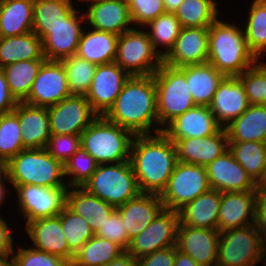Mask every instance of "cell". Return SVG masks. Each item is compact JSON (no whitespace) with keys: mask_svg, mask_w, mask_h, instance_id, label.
Instances as JSON below:
<instances>
[{"mask_svg":"<svg viewBox=\"0 0 266 266\" xmlns=\"http://www.w3.org/2000/svg\"><path fill=\"white\" fill-rule=\"evenodd\" d=\"M130 162L140 192L161 195L178 162L175 143L163 132L135 135Z\"/></svg>","mask_w":266,"mask_h":266,"instance_id":"1","label":"cell"},{"mask_svg":"<svg viewBox=\"0 0 266 266\" xmlns=\"http://www.w3.org/2000/svg\"><path fill=\"white\" fill-rule=\"evenodd\" d=\"M103 116L134 135H152L153 124L160 126L154 75L130 76Z\"/></svg>","mask_w":266,"mask_h":266,"instance_id":"2","label":"cell"},{"mask_svg":"<svg viewBox=\"0 0 266 266\" xmlns=\"http://www.w3.org/2000/svg\"><path fill=\"white\" fill-rule=\"evenodd\" d=\"M258 59L249 50L244 29L218 18L209 27L208 62L224 76L237 77Z\"/></svg>","mask_w":266,"mask_h":266,"instance_id":"3","label":"cell"},{"mask_svg":"<svg viewBox=\"0 0 266 266\" xmlns=\"http://www.w3.org/2000/svg\"><path fill=\"white\" fill-rule=\"evenodd\" d=\"M9 182L18 185L68 187L64 164L56 160L46 148H28L20 151L6 163Z\"/></svg>","mask_w":266,"mask_h":266,"instance_id":"4","label":"cell"},{"mask_svg":"<svg viewBox=\"0 0 266 266\" xmlns=\"http://www.w3.org/2000/svg\"><path fill=\"white\" fill-rule=\"evenodd\" d=\"M135 135L99 115L80 135L81 147L98 164L130 161Z\"/></svg>","mask_w":266,"mask_h":266,"instance_id":"5","label":"cell"},{"mask_svg":"<svg viewBox=\"0 0 266 266\" xmlns=\"http://www.w3.org/2000/svg\"><path fill=\"white\" fill-rule=\"evenodd\" d=\"M156 84V104L159 125L155 127V134L163 129L175 118L194 108L193 101L185 73L181 68L162 63L153 74Z\"/></svg>","mask_w":266,"mask_h":266,"instance_id":"6","label":"cell"},{"mask_svg":"<svg viewBox=\"0 0 266 266\" xmlns=\"http://www.w3.org/2000/svg\"><path fill=\"white\" fill-rule=\"evenodd\" d=\"M82 188L115 208L122 206L140 193L130 161L98 164L97 169Z\"/></svg>","mask_w":266,"mask_h":266,"instance_id":"7","label":"cell"},{"mask_svg":"<svg viewBox=\"0 0 266 266\" xmlns=\"http://www.w3.org/2000/svg\"><path fill=\"white\" fill-rule=\"evenodd\" d=\"M266 239L254 225L220 232L217 266H255L264 261Z\"/></svg>","mask_w":266,"mask_h":266,"instance_id":"8","label":"cell"},{"mask_svg":"<svg viewBox=\"0 0 266 266\" xmlns=\"http://www.w3.org/2000/svg\"><path fill=\"white\" fill-rule=\"evenodd\" d=\"M114 62L130 76L153 75L163 58L155 51L148 32L131 29L118 36Z\"/></svg>","mask_w":266,"mask_h":266,"instance_id":"9","label":"cell"},{"mask_svg":"<svg viewBox=\"0 0 266 266\" xmlns=\"http://www.w3.org/2000/svg\"><path fill=\"white\" fill-rule=\"evenodd\" d=\"M210 189L206 167L178 161L160 198L164 209L178 211Z\"/></svg>","mask_w":266,"mask_h":266,"instance_id":"10","label":"cell"},{"mask_svg":"<svg viewBox=\"0 0 266 266\" xmlns=\"http://www.w3.org/2000/svg\"><path fill=\"white\" fill-rule=\"evenodd\" d=\"M179 223L178 211L163 209L142 232L130 240L126 252L137 259L176 246Z\"/></svg>","mask_w":266,"mask_h":266,"instance_id":"11","label":"cell"},{"mask_svg":"<svg viewBox=\"0 0 266 266\" xmlns=\"http://www.w3.org/2000/svg\"><path fill=\"white\" fill-rule=\"evenodd\" d=\"M15 190L20 212L27 220L25 225L36 219L57 216L66 206L67 187L18 185Z\"/></svg>","mask_w":266,"mask_h":266,"instance_id":"12","label":"cell"},{"mask_svg":"<svg viewBox=\"0 0 266 266\" xmlns=\"http://www.w3.org/2000/svg\"><path fill=\"white\" fill-rule=\"evenodd\" d=\"M47 108L50 131L54 135L80 136L99 116L92 109L86 96L71 95Z\"/></svg>","mask_w":266,"mask_h":266,"instance_id":"13","label":"cell"},{"mask_svg":"<svg viewBox=\"0 0 266 266\" xmlns=\"http://www.w3.org/2000/svg\"><path fill=\"white\" fill-rule=\"evenodd\" d=\"M71 96L64 65L61 61L45 60L24 103L49 107Z\"/></svg>","mask_w":266,"mask_h":266,"instance_id":"14","label":"cell"},{"mask_svg":"<svg viewBox=\"0 0 266 266\" xmlns=\"http://www.w3.org/2000/svg\"><path fill=\"white\" fill-rule=\"evenodd\" d=\"M76 11L66 22L50 29H33V32L42 40L43 53L46 60L61 61L76 54L83 32L81 27L85 15Z\"/></svg>","mask_w":266,"mask_h":266,"instance_id":"15","label":"cell"},{"mask_svg":"<svg viewBox=\"0 0 266 266\" xmlns=\"http://www.w3.org/2000/svg\"><path fill=\"white\" fill-rule=\"evenodd\" d=\"M130 75L115 62L97 65L86 99L98 115H104L121 93Z\"/></svg>","mask_w":266,"mask_h":266,"instance_id":"16","label":"cell"},{"mask_svg":"<svg viewBox=\"0 0 266 266\" xmlns=\"http://www.w3.org/2000/svg\"><path fill=\"white\" fill-rule=\"evenodd\" d=\"M211 189L220 192L256 191L258 184L235 160L229 149L206 166Z\"/></svg>","mask_w":266,"mask_h":266,"instance_id":"17","label":"cell"},{"mask_svg":"<svg viewBox=\"0 0 266 266\" xmlns=\"http://www.w3.org/2000/svg\"><path fill=\"white\" fill-rule=\"evenodd\" d=\"M219 237L218 230L179 224L176 246L201 266H217Z\"/></svg>","mask_w":266,"mask_h":266,"instance_id":"18","label":"cell"},{"mask_svg":"<svg viewBox=\"0 0 266 266\" xmlns=\"http://www.w3.org/2000/svg\"><path fill=\"white\" fill-rule=\"evenodd\" d=\"M209 28L182 27L163 63L181 68L208 62Z\"/></svg>","mask_w":266,"mask_h":266,"instance_id":"19","label":"cell"},{"mask_svg":"<svg viewBox=\"0 0 266 266\" xmlns=\"http://www.w3.org/2000/svg\"><path fill=\"white\" fill-rule=\"evenodd\" d=\"M249 106L248 98L239 78L225 76L218 84L209 108L217 123L225 128Z\"/></svg>","mask_w":266,"mask_h":266,"instance_id":"20","label":"cell"},{"mask_svg":"<svg viewBox=\"0 0 266 266\" xmlns=\"http://www.w3.org/2000/svg\"><path fill=\"white\" fill-rule=\"evenodd\" d=\"M80 1V0H79ZM88 1L85 19L93 29L116 35L131 30L132 24L127 0H81Z\"/></svg>","mask_w":266,"mask_h":266,"instance_id":"21","label":"cell"},{"mask_svg":"<svg viewBox=\"0 0 266 266\" xmlns=\"http://www.w3.org/2000/svg\"><path fill=\"white\" fill-rule=\"evenodd\" d=\"M25 229L33 242L34 249L54 254L69 264L72 263L74 254L69 250L59 215L28 222Z\"/></svg>","mask_w":266,"mask_h":266,"instance_id":"22","label":"cell"},{"mask_svg":"<svg viewBox=\"0 0 266 266\" xmlns=\"http://www.w3.org/2000/svg\"><path fill=\"white\" fill-rule=\"evenodd\" d=\"M174 143L178 161L206 167L228 150L229 142L225 128H221L203 138L178 139Z\"/></svg>","mask_w":266,"mask_h":266,"instance_id":"23","label":"cell"},{"mask_svg":"<svg viewBox=\"0 0 266 266\" xmlns=\"http://www.w3.org/2000/svg\"><path fill=\"white\" fill-rule=\"evenodd\" d=\"M221 128L209 106L196 105L172 120L162 132L175 142L178 139L203 138L217 133Z\"/></svg>","mask_w":266,"mask_h":266,"instance_id":"24","label":"cell"},{"mask_svg":"<svg viewBox=\"0 0 266 266\" xmlns=\"http://www.w3.org/2000/svg\"><path fill=\"white\" fill-rule=\"evenodd\" d=\"M255 223V191L221 192L217 230L243 228Z\"/></svg>","mask_w":266,"mask_h":266,"instance_id":"25","label":"cell"},{"mask_svg":"<svg viewBox=\"0 0 266 266\" xmlns=\"http://www.w3.org/2000/svg\"><path fill=\"white\" fill-rule=\"evenodd\" d=\"M164 209L160 195L139 193L127 203L116 208L120 214L130 241L142 232Z\"/></svg>","mask_w":266,"mask_h":266,"instance_id":"26","label":"cell"},{"mask_svg":"<svg viewBox=\"0 0 266 266\" xmlns=\"http://www.w3.org/2000/svg\"><path fill=\"white\" fill-rule=\"evenodd\" d=\"M13 112L21 127L23 146L26 149L46 148L52 135L48 108L18 102Z\"/></svg>","mask_w":266,"mask_h":266,"instance_id":"27","label":"cell"},{"mask_svg":"<svg viewBox=\"0 0 266 266\" xmlns=\"http://www.w3.org/2000/svg\"><path fill=\"white\" fill-rule=\"evenodd\" d=\"M221 192L210 189L184 205L179 213V224L193 228L217 230Z\"/></svg>","mask_w":266,"mask_h":266,"instance_id":"28","label":"cell"},{"mask_svg":"<svg viewBox=\"0 0 266 266\" xmlns=\"http://www.w3.org/2000/svg\"><path fill=\"white\" fill-rule=\"evenodd\" d=\"M69 189L66 206L77 215L85 218L94 234H96L106 220L116 211V208L88 193L82 187H71Z\"/></svg>","mask_w":266,"mask_h":266,"instance_id":"29","label":"cell"},{"mask_svg":"<svg viewBox=\"0 0 266 266\" xmlns=\"http://www.w3.org/2000/svg\"><path fill=\"white\" fill-rule=\"evenodd\" d=\"M189 91L196 105L209 106L218 84L225 77L209 62L183 66Z\"/></svg>","mask_w":266,"mask_h":266,"instance_id":"30","label":"cell"},{"mask_svg":"<svg viewBox=\"0 0 266 266\" xmlns=\"http://www.w3.org/2000/svg\"><path fill=\"white\" fill-rule=\"evenodd\" d=\"M228 142L256 141L266 143V105H250L225 127Z\"/></svg>","mask_w":266,"mask_h":266,"instance_id":"31","label":"cell"},{"mask_svg":"<svg viewBox=\"0 0 266 266\" xmlns=\"http://www.w3.org/2000/svg\"><path fill=\"white\" fill-rule=\"evenodd\" d=\"M117 43L118 35L114 33L83 30L75 55L96 65L108 64L115 60Z\"/></svg>","mask_w":266,"mask_h":266,"instance_id":"32","label":"cell"},{"mask_svg":"<svg viewBox=\"0 0 266 266\" xmlns=\"http://www.w3.org/2000/svg\"><path fill=\"white\" fill-rule=\"evenodd\" d=\"M34 0H0V37L33 31Z\"/></svg>","mask_w":266,"mask_h":266,"instance_id":"33","label":"cell"},{"mask_svg":"<svg viewBox=\"0 0 266 266\" xmlns=\"http://www.w3.org/2000/svg\"><path fill=\"white\" fill-rule=\"evenodd\" d=\"M35 59L46 58L42 40L33 31L19 36L0 37V68Z\"/></svg>","mask_w":266,"mask_h":266,"instance_id":"34","label":"cell"},{"mask_svg":"<svg viewBox=\"0 0 266 266\" xmlns=\"http://www.w3.org/2000/svg\"><path fill=\"white\" fill-rule=\"evenodd\" d=\"M235 160L259 184L266 172V143L256 141L229 142Z\"/></svg>","mask_w":266,"mask_h":266,"instance_id":"35","label":"cell"},{"mask_svg":"<svg viewBox=\"0 0 266 266\" xmlns=\"http://www.w3.org/2000/svg\"><path fill=\"white\" fill-rule=\"evenodd\" d=\"M125 252L118 244L94 235L74 255L70 266H103Z\"/></svg>","mask_w":266,"mask_h":266,"instance_id":"36","label":"cell"},{"mask_svg":"<svg viewBox=\"0 0 266 266\" xmlns=\"http://www.w3.org/2000/svg\"><path fill=\"white\" fill-rule=\"evenodd\" d=\"M45 60L18 61L2 68L10 92L18 102H23L28 97L38 71Z\"/></svg>","mask_w":266,"mask_h":266,"instance_id":"37","label":"cell"},{"mask_svg":"<svg viewBox=\"0 0 266 266\" xmlns=\"http://www.w3.org/2000/svg\"><path fill=\"white\" fill-rule=\"evenodd\" d=\"M72 0H34L33 29H50L66 22L75 12Z\"/></svg>","mask_w":266,"mask_h":266,"instance_id":"38","label":"cell"},{"mask_svg":"<svg viewBox=\"0 0 266 266\" xmlns=\"http://www.w3.org/2000/svg\"><path fill=\"white\" fill-rule=\"evenodd\" d=\"M175 15L182 27L209 28L219 10L215 0H184Z\"/></svg>","mask_w":266,"mask_h":266,"instance_id":"39","label":"cell"},{"mask_svg":"<svg viewBox=\"0 0 266 266\" xmlns=\"http://www.w3.org/2000/svg\"><path fill=\"white\" fill-rule=\"evenodd\" d=\"M244 27L248 48L260 60L266 53V0L253 1Z\"/></svg>","mask_w":266,"mask_h":266,"instance_id":"40","label":"cell"},{"mask_svg":"<svg viewBox=\"0 0 266 266\" xmlns=\"http://www.w3.org/2000/svg\"><path fill=\"white\" fill-rule=\"evenodd\" d=\"M146 26L150 27L148 32L150 40L155 51L164 58L174 47L175 41L180 34L182 26L176 18L175 13H164L154 20L150 21ZM165 46L163 52L157 50L158 46Z\"/></svg>","mask_w":266,"mask_h":266,"instance_id":"41","label":"cell"},{"mask_svg":"<svg viewBox=\"0 0 266 266\" xmlns=\"http://www.w3.org/2000/svg\"><path fill=\"white\" fill-rule=\"evenodd\" d=\"M64 65L71 95L86 96L97 65L76 55L61 60Z\"/></svg>","mask_w":266,"mask_h":266,"instance_id":"42","label":"cell"},{"mask_svg":"<svg viewBox=\"0 0 266 266\" xmlns=\"http://www.w3.org/2000/svg\"><path fill=\"white\" fill-rule=\"evenodd\" d=\"M58 215L69 250L75 255L95 234L87 220L71 211L67 206Z\"/></svg>","mask_w":266,"mask_h":266,"instance_id":"43","label":"cell"},{"mask_svg":"<svg viewBox=\"0 0 266 266\" xmlns=\"http://www.w3.org/2000/svg\"><path fill=\"white\" fill-rule=\"evenodd\" d=\"M24 149L17 115L13 111L0 115V159L7 163Z\"/></svg>","mask_w":266,"mask_h":266,"instance_id":"44","label":"cell"},{"mask_svg":"<svg viewBox=\"0 0 266 266\" xmlns=\"http://www.w3.org/2000/svg\"><path fill=\"white\" fill-rule=\"evenodd\" d=\"M98 163L81 146L64 163L65 176H70L67 185L71 187H82L97 169ZM72 175V177H71Z\"/></svg>","mask_w":266,"mask_h":266,"instance_id":"45","label":"cell"},{"mask_svg":"<svg viewBox=\"0 0 266 266\" xmlns=\"http://www.w3.org/2000/svg\"><path fill=\"white\" fill-rule=\"evenodd\" d=\"M237 77L243 84L250 105H266V64L263 61L258 60Z\"/></svg>","mask_w":266,"mask_h":266,"instance_id":"46","label":"cell"},{"mask_svg":"<svg viewBox=\"0 0 266 266\" xmlns=\"http://www.w3.org/2000/svg\"><path fill=\"white\" fill-rule=\"evenodd\" d=\"M130 17L134 25L146 26L165 13L163 0H127Z\"/></svg>","mask_w":266,"mask_h":266,"instance_id":"47","label":"cell"},{"mask_svg":"<svg viewBox=\"0 0 266 266\" xmlns=\"http://www.w3.org/2000/svg\"><path fill=\"white\" fill-rule=\"evenodd\" d=\"M13 254L16 266H70L63 258L29 247H19Z\"/></svg>","mask_w":266,"mask_h":266,"instance_id":"48","label":"cell"},{"mask_svg":"<svg viewBox=\"0 0 266 266\" xmlns=\"http://www.w3.org/2000/svg\"><path fill=\"white\" fill-rule=\"evenodd\" d=\"M80 146V136L52 134L46 149L56 160L64 164Z\"/></svg>","mask_w":266,"mask_h":266,"instance_id":"49","label":"cell"},{"mask_svg":"<svg viewBox=\"0 0 266 266\" xmlns=\"http://www.w3.org/2000/svg\"><path fill=\"white\" fill-rule=\"evenodd\" d=\"M99 237L105 238L121 246L125 251L128 249L130 241L128 240V233L124 227V222L120 214L115 211L103 226L95 234Z\"/></svg>","mask_w":266,"mask_h":266,"instance_id":"50","label":"cell"},{"mask_svg":"<svg viewBox=\"0 0 266 266\" xmlns=\"http://www.w3.org/2000/svg\"><path fill=\"white\" fill-rule=\"evenodd\" d=\"M137 266H174L175 246L137 258Z\"/></svg>","mask_w":266,"mask_h":266,"instance_id":"51","label":"cell"},{"mask_svg":"<svg viewBox=\"0 0 266 266\" xmlns=\"http://www.w3.org/2000/svg\"><path fill=\"white\" fill-rule=\"evenodd\" d=\"M266 239V187H257L255 191V223Z\"/></svg>","mask_w":266,"mask_h":266,"instance_id":"52","label":"cell"},{"mask_svg":"<svg viewBox=\"0 0 266 266\" xmlns=\"http://www.w3.org/2000/svg\"><path fill=\"white\" fill-rule=\"evenodd\" d=\"M18 101L11 94L4 70L0 68V115L12 112Z\"/></svg>","mask_w":266,"mask_h":266,"instance_id":"53","label":"cell"},{"mask_svg":"<svg viewBox=\"0 0 266 266\" xmlns=\"http://www.w3.org/2000/svg\"><path fill=\"white\" fill-rule=\"evenodd\" d=\"M9 226L0 215V255L12 254L14 252L13 238Z\"/></svg>","mask_w":266,"mask_h":266,"instance_id":"54","label":"cell"},{"mask_svg":"<svg viewBox=\"0 0 266 266\" xmlns=\"http://www.w3.org/2000/svg\"><path fill=\"white\" fill-rule=\"evenodd\" d=\"M103 266H137V260L129 253L125 252L120 257Z\"/></svg>","mask_w":266,"mask_h":266,"instance_id":"55","label":"cell"},{"mask_svg":"<svg viewBox=\"0 0 266 266\" xmlns=\"http://www.w3.org/2000/svg\"><path fill=\"white\" fill-rule=\"evenodd\" d=\"M174 266H201V265L197 264L191 256L179 251L177 249V246H175Z\"/></svg>","mask_w":266,"mask_h":266,"instance_id":"56","label":"cell"},{"mask_svg":"<svg viewBox=\"0 0 266 266\" xmlns=\"http://www.w3.org/2000/svg\"><path fill=\"white\" fill-rule=\"evenodd\" d=\"M184 0H163L166 13H175Z\"/></svg>","mask_w":266,"mask_h":266,"instance_id":"57","label":"cell"},{"mask_svg":"<svg viewBox=\"0 0 266 266\" xmlns=\"http://www.w3.org/2000/svg\"><path fill=\"white\" fill-rule=\"evenodd\" d=\"M4 181V182H3ZM6 181H8V183H10L9 178L7 176V173L0 179V206L2 205V203L4 204L5 201V195L6 193V185L4 184Z\"/></svg>","mask_w":266,"mask_h":266,"instance_id":"58","label":"cell"},{"mask_svg":"<svg viewBox=\"0 0 266 266\" xmlns=\"http://www.w3.org/2000/svg\"><path fill=\"white\" fill-rule=\"evenodd\" d=\"M0 266H16L13 253L0 255Z\"/></svg>","mask_w":266,"mask_h":266,"instance_id":"59","label":"cell"},{"mask_svg":"<svg viewBox=\"0 0 266 266\" xmlns=\"http://www.w3.org/2000/svg\"><path fill=\"white\" fill-rule=\"evenodd\" d=\"M7 173L6 162L0 159V179Z\"/></svg>","mask_w":266,"mask_h":266,"instance_id":"60","label":"cell"},{"mask_svg":"<svg viewBox=\"0 0 266 266\" xmlns=\"http://www.w3.org/2000/svg\"><path fill=\"white\" fill-rule=\"evenodd\" d=\"M258 187H266V172H265L264 178L258 184Z\"/></svg>","mask_w":266,"mask_h":266,"instance_id":"61","label":"cell"},{"mask_svg":"<svg viewBox=\"0 0 266 266\" xmlns=\"http://www.w3.org/2000/svg\"><path fill=\"white\" fill-rule=\"evenodd\" d=\"M263 262L265 263V266H266V247H265L264 261Z\"/></svg>","mask_w":266,"mask_h":266,"instance_id":"62","label":"cell"}]
</instances>
